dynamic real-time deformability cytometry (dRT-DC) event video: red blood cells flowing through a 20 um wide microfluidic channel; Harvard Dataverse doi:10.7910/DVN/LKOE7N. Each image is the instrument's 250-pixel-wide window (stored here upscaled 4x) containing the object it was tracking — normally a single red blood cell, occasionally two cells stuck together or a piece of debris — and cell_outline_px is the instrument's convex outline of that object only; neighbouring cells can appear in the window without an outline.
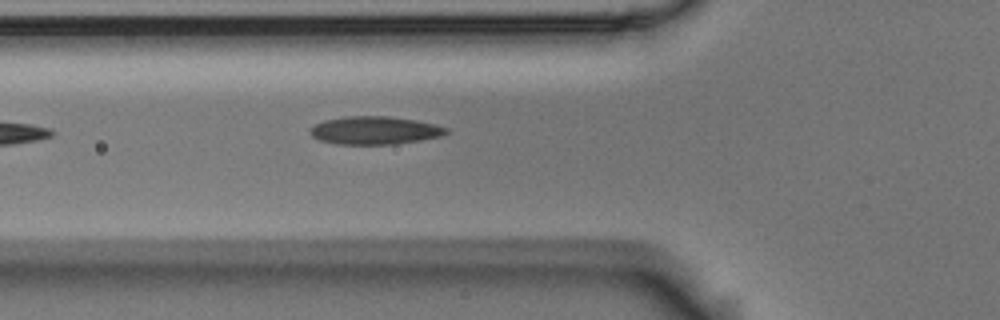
{"species": "Egyptian fruit bat (a non-hibernating species)", "species_latin": "Rousettus aegyptiacus", "temperature_condition": "room temperature", "stored_images_in_passage": 4, "camera_frame_rate_fps": 3000, "um_per_image_px": 0.085, "animal": {"sex": "male"}, "frame": {"image": 1, "passage_image": 4, "time_ms": 1.0, "image_size_px": [1000, 320], "cell_outline_px": [[448, 132], [440, 136], [420, 140], [396, 144], [336, 144], [320, 140], [312, 136], [308, 132], [316, 124], [324, 120], [344, 116], [388, 116], [416, 120], [436, 124], [448, 128]], "centroid_in_image_um": [31.85, 11.08], "position_along_channel_um": 93.9, "area_um2": 22.2}}